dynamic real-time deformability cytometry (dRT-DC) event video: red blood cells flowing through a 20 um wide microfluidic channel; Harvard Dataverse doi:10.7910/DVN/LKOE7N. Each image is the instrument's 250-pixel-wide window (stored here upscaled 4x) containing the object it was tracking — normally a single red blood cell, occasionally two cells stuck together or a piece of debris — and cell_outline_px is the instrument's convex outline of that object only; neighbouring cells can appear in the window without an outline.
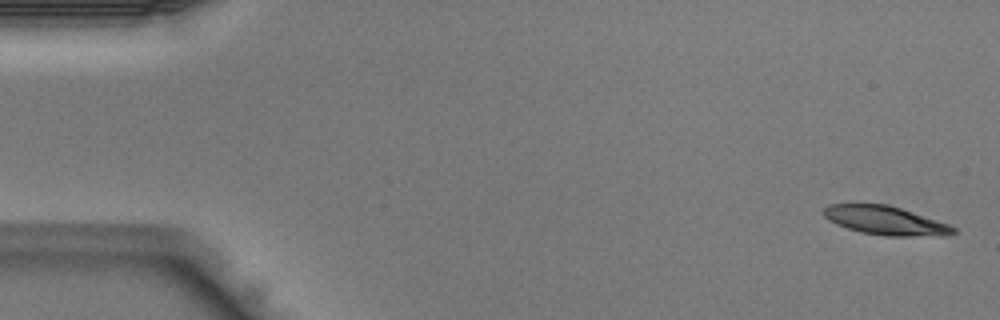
{"species": "Egyptian fruit bat (a non-hibernating species)", "species_latin": "Rousettus aegyptiacus", "temperature_condition": "warm", "stored_images_in_passage": 42, "camera_frame_rate_fps": 3000, "um_per_image_px": 0.085, "animal": {"sex": "male"}, "frame": {"image": 1, "passage_image": 1, "time_ms": 0.0, "image_size_px": [1000, 320], "cell_outline_px": [[960, 232], [948, 236], [884, 236], [860, 232], [836, 224], [828, 220], [824, 216], [824, 208], [828, 204], [888, 204], [948, 224], [956, 228]], "centroid_in_image_um": [75.3, 18.76], "position_along_channel_um": 9.7, "area_um2": 21.79}}
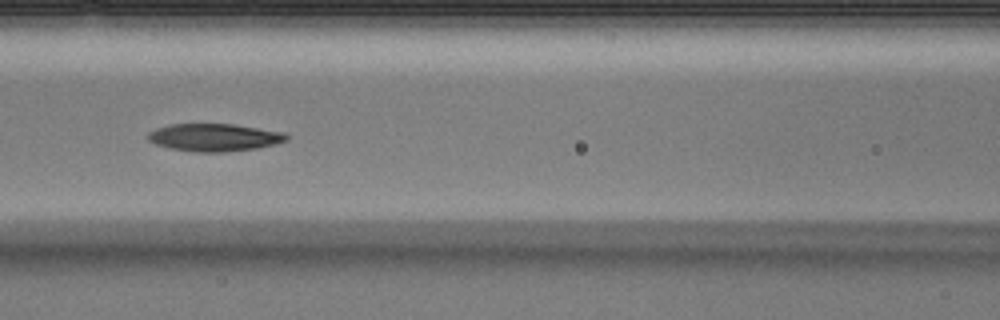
{"frame": {"image": 2, "passage_image": 18, "time_ms": 5.667, "image_size_px": [1000, 320], "cell_outline_px": [[288, 140], [276, 144], [256, 148], [224, 152], [196, 152], [172, 148], [156, 144], [148, 140], [148, 132], [156, 128], [172, 124], [232, 124], [284, 132], [288, 136]], "centroid_in_image_um": [18.23, 11.68], "position_along_channel_um": 148.4, "area_um2": 22.14}}
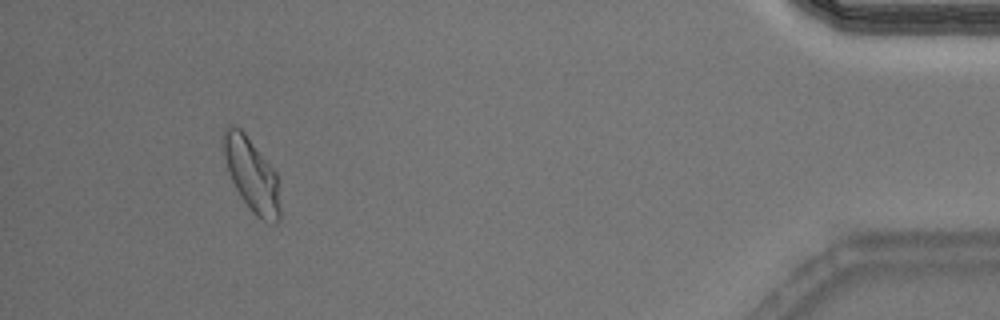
{"frame": {"image": 3, "passage_image": 39, "time_ms": 12.667, "image_size_px": [1000, 320], "cell_outline_px": [[280, 220], [276, 224], [264, 220], [256, 216], [252, 212], [240, 196], [228, 172], [220, 144], [224, 128], [228, 124], [240, 128], [244, 132], [276, 172], [280, 208]], "centroid_in_image_um": [21.35, 14.82], "position_along_channel_um": 413.8, "area_um2": 24.33}}